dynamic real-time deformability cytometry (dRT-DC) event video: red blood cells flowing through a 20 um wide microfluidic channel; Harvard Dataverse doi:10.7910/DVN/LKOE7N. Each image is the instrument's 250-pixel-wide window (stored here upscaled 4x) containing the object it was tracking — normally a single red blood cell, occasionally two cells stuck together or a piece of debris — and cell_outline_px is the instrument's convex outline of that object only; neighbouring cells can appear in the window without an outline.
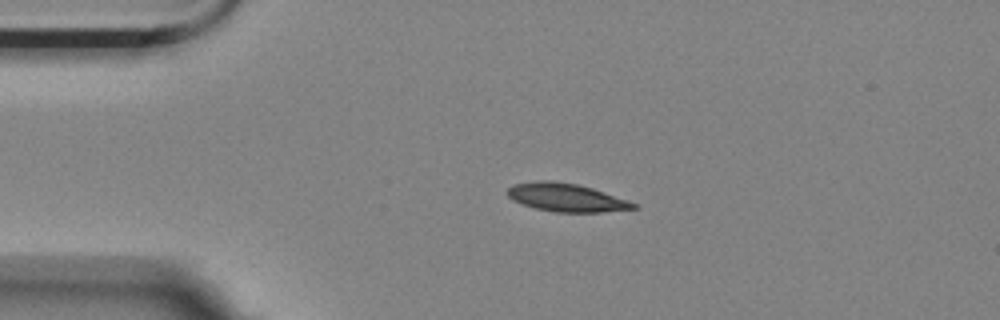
{"species": "Egyptian fruit bat (a non-hibernating species)", "species_latin": "Rousettus aegyptiacus", "temperature_condition": "room temperature", "stored_images_in_passage": 3, "camera_frame_rate_fps": 3000, "um_per_image_px": 0.085, "animal": {"sex": "female"}, "frame": {"image": 1, "passage_image": 2, "time_ms": 0.333, "image_size_px": [1000, 320], "cell_outline_px": [[640, 208], [604, 212], [556, 212], [536, 208], [512, 200], [508, 196], [508, 188], [512, 184], [536, 180], [552, 180], [576, 184], [592, 188], [628, 200], [636, 204]], "centroid_in_image_um": [48.14, 16.78], "position_along_channel_um": 36.9, "area_um2": 20.69}}